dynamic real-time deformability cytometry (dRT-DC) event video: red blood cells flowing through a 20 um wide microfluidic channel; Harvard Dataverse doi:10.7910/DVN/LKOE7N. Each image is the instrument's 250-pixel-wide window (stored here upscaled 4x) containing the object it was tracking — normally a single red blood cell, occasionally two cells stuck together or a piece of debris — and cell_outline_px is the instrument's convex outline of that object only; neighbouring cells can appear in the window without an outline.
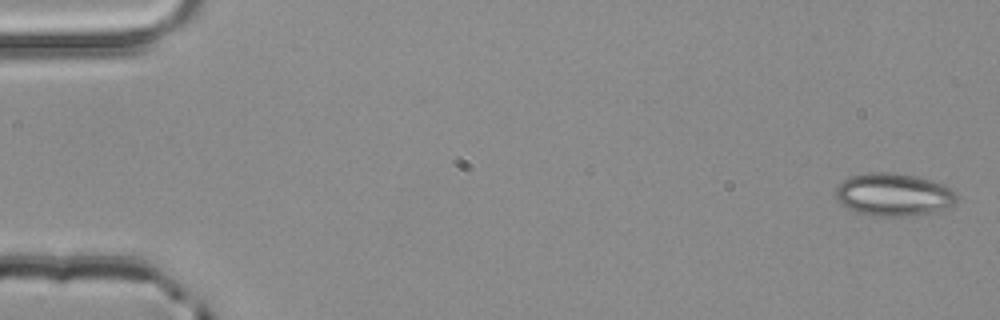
{"species": "common noctule bat (a hibernating species)", "species_latin": "Nyctalus noctula", "temperature_condition": "room temperature", "stored_images_in_passage": 4, "camera_frame_rate_fps": 3000, "um_per_image_px": 0.085, "animal": {"sex": "male", "body_mass_g": 20.4}, "frame": {"image": 1, "passage_image": 1, "time_ms": 0.0, "image_size_px": [1000, 320], "cell_outline_px": [[956, 200], [948, 208], [932, 212], [912, 216], [876, 216], [856, 212], [840, 204], [836, 200], [836, 188], [848, 176], [868, 172], [892, 172], [916, 176], [932, 180], [944, 184], [956, 192]], "centroid_in_image_um": [75.95, 16.53], "position_along_channel_um": 9.1, "area_um2": 30.4}}
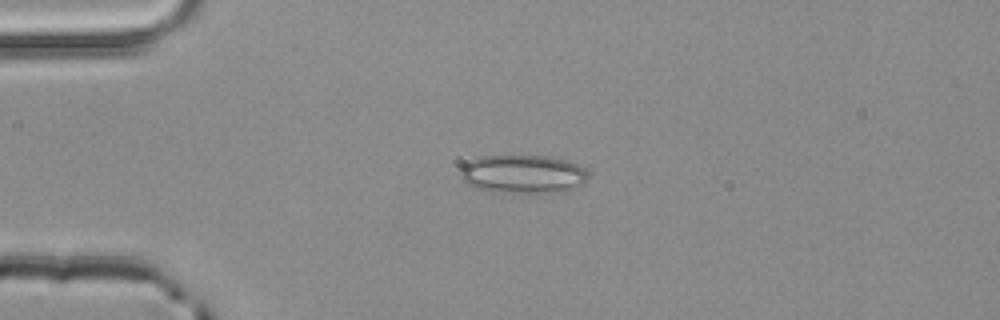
{"frame": {"image": 2, "passage_image": 3, "time_ms": 0.667, "image_size_px": [1000, 320], "cell_outline_px": [[588, 176], [580, 184], [560, 192], [496, 192], [476, 188], [468, 184], [460, 176], [460, 172], [464, 164], [480, 156], [544, 156], [568, 160], [584, 168], [588, 172]], "centroid_in_image_um": [44.42, 14.79], "position_along_channel_um": 40.6, "area_um2": 28.21}}